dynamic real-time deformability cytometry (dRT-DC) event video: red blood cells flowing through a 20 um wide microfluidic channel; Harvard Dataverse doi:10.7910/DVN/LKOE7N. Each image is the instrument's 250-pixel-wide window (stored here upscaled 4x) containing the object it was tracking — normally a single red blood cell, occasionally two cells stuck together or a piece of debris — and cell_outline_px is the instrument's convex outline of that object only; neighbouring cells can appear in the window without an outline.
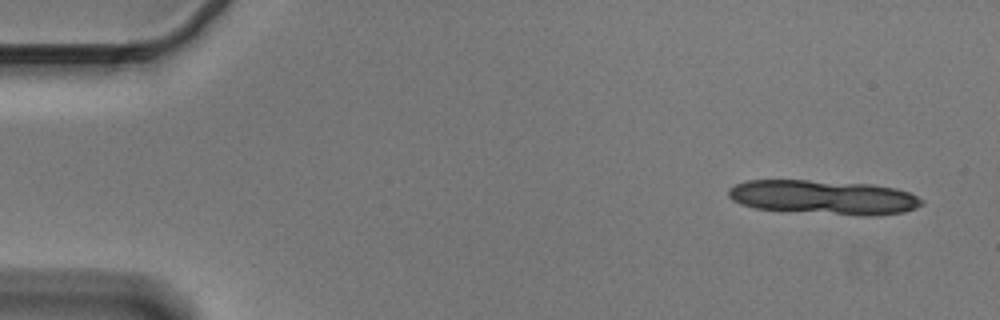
{"species": "Egyptian fruit bat (a non-hibernating species)", "species_latin": "Rousettus aegyptiacus", "temperature_condition": "cold", "stored_images_in_passage": 6, "segment_of_instrument_passage": [1, 2], "camera_frame_rate_fps": 3000, "um_per_image_px": 0.085, "animal": {"sex": "male"}, "frame": {"image": 1, "passage_image": 1, "time_ms": 0.0, "image_size_px": [1000, 320], "cell_outline_px": [[924, 204], [916, 208], [904, 212], [876, 216], [860, 216], [756, 208], [740, 204], [732, 200], [728, 196], [728, 188], [744, 180], [808, 180], [872, 184], [896, 188], [908, 192], [924, 200]], "centroid_in_image_um": [70.03, 16.77], "position_along_channel_um": 15.0, "area_um2": 38.84}}